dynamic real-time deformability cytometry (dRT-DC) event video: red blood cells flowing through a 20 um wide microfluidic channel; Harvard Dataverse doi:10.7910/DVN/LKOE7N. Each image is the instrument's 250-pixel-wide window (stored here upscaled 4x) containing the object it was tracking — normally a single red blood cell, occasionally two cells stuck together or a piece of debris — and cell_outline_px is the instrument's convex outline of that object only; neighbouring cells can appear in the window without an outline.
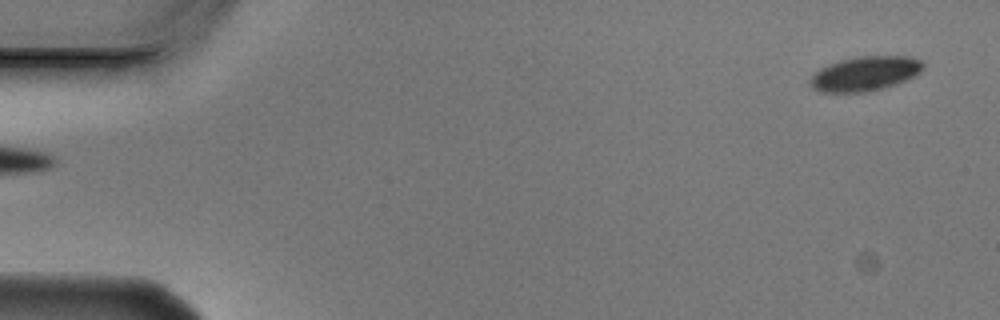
{"species": "Egyptian fruit bat (a non-hibernating species)", "species_latin": "Rousettus aegyptiacus", "temperature_condition": "cold", "stored_images_in_passage": 5, "camera_frame_rate_fps": 3000, "um_per_image_px": 0.085, "animal": {"sex": "male"}, "frame": {"image": 1, "passage_image": 1, "time_ms": 0.0, "image_size_px": [1000, 320], "cell_outline_px": [[924, 68], [920, 72], [904, 80], [880, 88], [864, 92], [820, 92], [812, 88], [808, 84], [808, 80], [812, 72], [828, 64], [840, 60], [856, 56], [912, 56], [920, 60], [924, 64]], "centroid_in_image_um": [73.45, 6.24], "position_along_channel_um": 11.6, "area_um2": 22.77}}
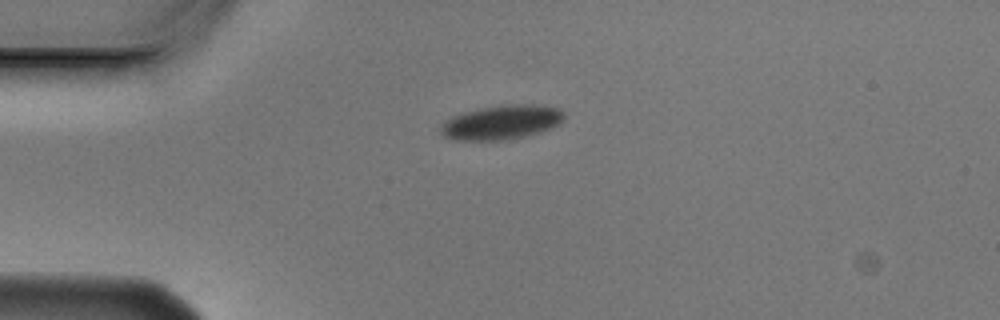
{"frame": {"image": 2, "passage_image": 4, "time_ms": 1.0, "image_size_px": [1000, 320], "cell_outline_px": [[564, 120], [560, 124], [552, 128], [540, 132], [524, 136], [504, 140], [456, 140], [444, 136], [440, 132], [440, 128], [452, 116], [464, 112], [480, 108], [508, 104], [540, 104], [560, 108], [564, 112]], "centroid_in_image_um": [42.7, 10.38], "position_along_channel_um": 42.3, "area_um2": 24.74}}